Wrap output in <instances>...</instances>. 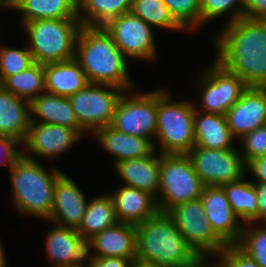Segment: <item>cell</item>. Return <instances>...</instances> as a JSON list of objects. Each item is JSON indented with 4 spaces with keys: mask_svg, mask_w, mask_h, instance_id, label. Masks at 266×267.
Here are the masks:
<instances>
[{
    "mask_svg": "<svg viewBox=\"0 0 266 267\" xmlns=\"http://www.w3.org/2000/svg\"><path fill=\"white\" fill-rule=\"evenodd\" d=\"M200 200L213 231L227 245L237 244L244 225L233 212L222 186L205 185Z\"/></svg>",
    "mask_w": 266,
    "mask_h": 267,
    "instance_id": "2e32d148",
    "label": "cell"
},
{
    "mask_svg": "<svg viewBox=\"0 0 266 267\" xmlns=\"http://www.w3.org/2000/svg\"><path fill=\"white\" fill-rule=\"evenodd\" d=\"M198 267H205V260H203Z\"/></svg>",
    "mask_w": 266,
    "mask_h": 267,
    "instance_id": "681fc988",
    "label": "cell"
},
{
    "mask_svg": "<svg viewBox=\"0 0 266 267\" xmlns=\"http://www.w3.org/2000/svg\"><path fill=\"white\" fill-rule=\"evenodd\" d=\"M241 140L243 150L240 149L239 152L246 164L254 158L266 155V126L249 132Z\"/></svg>",
    "mask_w": 266,
    "mask_h": 267,
    "instance_id": "8d00e7d4",
    "label": "cell"
},
{
    "mask_svg": "<svg viewBox=\"0 0 266 267\" xmlns=\"http://www.w3.org/2000/svg\"><path fill=\"white\" fill-rule=\"evenodd\" d=\"M30 103L31 122L67 126L76 130L81 136H84V133H87L79 125L68 97L55 95L45 91L43 94L34 98ZM38 119L41 121L38 122Z\"/></svg>",
    "mask_w": 266,
    "mask_h": 267,
    "instance_id": "cb8c5ba5",
    "label": "cell"
},
{
    "mask_svg": "<svg viewBox=\"0 0 266 267\" xmlns=\"http://www.w3.org/2000/svg\"><path fill=\"white\" fill-rule=\"evenodd\" d=\"M44 73L45 91L63 97L69 98L90 84L75 58L44 64Z\"/></svg>",
    "mask_w": 266,
    "mask_h": 267,
    "instance_id": "d4e9b609",
    "label": "cell"
},
{
    "mask_svg": "<svg viewBox=\"0 0 266 267\" xmlns=\"http://www.w3.org/2000/svg\"><path fill=\"white\" fill-rule=\"evenodd\" d=\"M20 144L11 137L0 136V165L5 163L8 168L13 164L16 158L21 154V150L17 147Z\"/></svg>",
    "mask_w": 266,
    "mask_h": 267,
    "instance_id": "f35d334b",
    "label": "cell"
},
{
    "mask_svg": "<svg viewBox=\"0 0 266 267\" xmlns=\"http://www.w3.org/2000/svg\"><path fill=\"white\" fill-rule=\"evenodd\" d=\"M1 85L12 94L31 102L45 92L44 65L34 63L28 69L7 77Z\"/></svg>",
    "mask_w": 266,
    "mask_h": 267,
    "instance_id": "4dcf8cb0",
    "label": "cell"
},
{
    "mask_svg": "<svg viewBox=\"0 0 266 267\" xmlns=\"http://www.w3.org/2000/svg\"><path fill=\"white\" fill-rule=\"evenodd\" d=\"M126 91L106 84H89L69 97L79 125L94 133L111 125L117 104Z\"/></svg>",
    "mask_w": 266,
    "mask_h": 267,
    "instance_id": "9c48e42d",
    "label": "cell"
},
{
    "mask_svg": "<svg viewBox=\"0 0 266 267\" xmlns=\"http://www.w3.org/2000/svg\"><path fill=\"white\" fill-rule=\"evenodd\" d=\"M220 267H260L257 262L242 251L236 244L226 245L217 255Z\"/></svg>",
    "mask_w": 266,
    "mask_h": 267,
    "instance_id": "74e56055",
    "label": "cell"
},
{
    "mask_svg": "<svg viewBox=\"0 0 266 267\" xmlns=\"http://www.w3.org/2000/svg\"><path fill=\"white\" fill-rule=\"evenodd\" d=\"M1 2H4L6 4H9L10 6L13 7L14 3H15V0H0Z\"/></svg>",
    "mask_w": 266,
    "mask_h": 267,
    "instance_id": "7dc6e473",
    "label": "cell"
},
{
    "mask_svg": "<svg viewBox=\"0 0 266 267\" xmlns=\"http://www.w3.org/2000/svg\"><path fill=\"white\" fill-rule=\"evenodd\" d=\"M208 260H205V267H220L217 263H215V264H209L208 262H207Z\"/></svg>",
    "mask_w": 266,
    "mask_h": 267,
    "instance_id": "c3c4849f",
    "label": "cell"
},
{
    "mask_svg": "<svg viewBox=\"0 0 266 267\" xmlns=\"http://www.w3.org/2000/svg\"><path fill=\"white\" fill-rule=\"evenodd\" d=\"M204 187L187 154H160V194L156 198L160 212L200 199Z\"/></svg>",
    "mask_w": 266,
    "mask_h": 267,
    "instance_id": "52a82bcc",
    "label": "cell"
},
{
    "mask_svg": "<svg viewBox=\"0 0 266 267\" xmlns=\"http://www.w3.org/2000/svg\"><path fill=\"white\" fill-rule=\"evenodd\" d=\"M117 163L114 168L124 181V186L150 193L155 198L160 190V153ZM159 155V156H158ZM158 193V194H157Z\"/></svg>",
    "mask_w": 266,
    "mask_h": 267,
    "instance_id": "7402d4cb",
    "label": "cell"
},
{
    "mask_svg": "<svg viewBox=\"0 0 266 267\" xmlns=\"http://www.w3.org/2000/svg\"><path fill=\"white\" fill-rule=\"evenodd\" d=\"M13 9L22 15V26L38 19H79L78 0H15Z\"/></svg>",
    "mask_w": 266,
    "mask_h": 267,
    "instance_id": "4316f807",
    "label": "cell"
},
{
    "mask_svg": "<svg viewBox=\"0 0 266 267\" xmlns=\"http://www.w3.org/2000/svg\"><path fill=\"white\" fill-rule=\"evenodd\" d=\"M244 18L266 20V0H244Z\"/></svg>",
    "mask_w": 266,
    "mask_h": 267,
    "instance_id": "ab89813d",
    "label": "cell"
},
{
    "mask_svg": "<svg viewBox=\"0 0 266 267\" xmlns=\"http://www.w3.org/2000/svg\"><path fill=\"white\" fill-rule=\"evenodd\" d=\"M171 94L157 89L156 139L161 144L160 154H187L195 145L192 101L173 102Z\"/></svg>",
    "mask_w": 266,
    "mask_h": 267,
    "instance_id": "8992f818",
    "label": "cell"
},
{
    "mask_svg": "<svg viewBox=\"0 0 266 267\" xmlns=\"http://www.w3.org/2000/svg\"><path fill=\"white\" fill-rule=\"evenodd\" d=\"M132 267H163L157 263L147 262L140 260L138 258H135L132 262Z\"/></svg>",
    "mask_w": 266,
    "mask_h": 267,
    "instance_id": "ee69618b",
    "label": "cell"
},
{
    "mask_svg": "<svg viewBox=\"0 0 266 267\" xmlns=\"http://www.w3.org/2000/svg\"><path fill=\"white\" fill-rule=\"evenodd\" d=\"M53 224L46 233L44 244L47 258L53 261V267H86L89 258L88 240L76 229Z\"/></svg>",
    "mask_w": 266,
    "mask_h": 267,
    "instance_id": "9a60e30c",
    "label": "cell"
},
{
    "mask_svg": "<svg viewBox=\"0 0 266 267\" xmlns=\"http://www.w3.org/2000/svg\"><path fill=\"white\" fill-rule=\"evenodd\" d=\"M93 135L105 152L115 158L114 166L124 160L148 157L157 150L153 139L127 135L111 125L97 129Z\"/></svg>",
    "mask_w": 266,
    "mask_h": 267,
    "instance_id": "ffe728a7",
    "label": "cell"
},
{
    "mask_svg": "<svg viewBox=\"0 0 266 267\" xmlns=\"http://www.w3.org/2000/svg\"><path fill=\"white\" fill-rule=\"evenodd\" d=\"M255 224L252 222L243 226L240 240L236 245L260 267H266V223L262 222V226L258 227Z\"/></svg>",
    "mask_w": 266,
    "mask_h": 267,
    "instance_id": "d6a6232c",
    "label": "cell"
},
{
    "mask_svg": "<svg viewBox=\"0 0 266 267\" xmlns=\"http://www.w3.org/2000/svg\"><path fill=\"white\" fill-rule=\"evenodd\" d=\"M77 185L64 172L58 177L49 222L76 230L80 227L89 201Z\"/></svg>",
    "mask_w": 266,
    "mask_h": 267,
    "instance_id": "ac0fdd59",
    "label": "cell"
},
{
    "mask_svg": "<svg viewBox=\"0 0 266 267\" xmlns=\"http://www.w3.org/2000/svg\"><path fill=\"white\" fill-rule=\"evenodd\" d=\"M82 27L79 19H38L23 25L35 63L48 64L75 58Z\"/></svg>",
    "mask_w": 266,
    "mask_h": 267,
    "instance_id": "5b68a950",
    "label": "cell"
},
{
    "mask_svg": "<svg viewBox=\"0 0 266 267\" xmlns=\"http://www.w3.org/2000/svg\"><path fill=\"white\" fill-rule=\"evenodd\" d=\"M245 178L222 185L233 212L244 225L255 222L259 225L258 197L254 182Z\"/></svg>",
    "mask_w": 266,
    "mask_h": 267,
    "instance_id": "f1b7e54d",
    "label": "cell"
},
{
    "mask_svg": "<svg viewBox=\"0 0 266 267\" xmlns=\"http://www.w3.org/2000/svg\"><path fill=\"white\" fill-rule=\"evenodd\" d=\"M225 26L214 59L248 86L266 87V20L243 17Z\"/></svg>",
    "mask_w": 266,
    "mask_h": 267,
    "instance_id": "6da1fadb",
    "label": "cell"
},
{
    "mask_svg": "<svg viewBox=\"0 0 266 267\" xmlns=\"http://www.w3.org/2000/svg\"><path fill=\"white\" fill-rule=\"evenodd\" d=\"M49 171L37 159L22 153L9 167L13 204L20 213L50 218L55 184L63 171L54 167Z\"/></svg>",
    "mask_w": 266,
    "mask_h": 267,
    "instance_id": "277c9868",
    "label": "cell"
},
{
    "mask_svg": "<svg viewBox=\"0 0 266 267\" xmlns=\"http://www.w3.org/2000/svg\"><path fill=\"white\" fill-rule=\"evenodd\" d=\"M75 59L91 84H106L130 90L128 59L104 27L82 26L76 42Z\"/></svg>",
    "mask_w": 266,
    "mask_h": 267,
    "instance_id": "7a4b0ae2",
    "label": "cell"
},
{
    "mask_svg": "<svg viewBox=\"0 0 266 267\" xmlns=\"http://www.w3.org/2000/svg\"><path fill=\"white\" fill-rule=\"evenodd\" d=\"M132 262L118 257H89L86 267H132Z\"/></svg>",
    "mask_w": 266,
    "mask_h": 267,
    "instance_id": "60d3db41",
    "label": "cell"
},
{
    "mask_svg": "<svg viewBox=\"0 0 266 267\" xmlns=\"http://www.w3.org/2000/svg\"><path fill=\"white\" fill-rule=\"evenodd\" d=\"M225 117L234 138L241 139L249 132L265 126L266 87L249 86Z\"/></svg>",
    "mask_w": 266,
    "mask_h": 267,
    "instance_id": "e0dca14e",
    "label": "cell"
},
{
    "mask_svg": "<svg viewBox=\"0 0 266 267\" xmlns=\"http://www.w3.org/2000/svg\"><path fill=\"white\" fill-rule=\"evenodd\" d=\"M133 0H78V18L82 26L104 27L131 10Z\"/></svg>",
    "mask_w": 266,
    "mask_h": 267,
    "instance_id": "83f0119b",
    "label": "cell"
},
{
    "mask_svg": "<svg viewBox=\"0 0 266 267\" xmlns=\"http://www.w3.org/2000/svg\"><path fill=\"white\" fill-rule=\"evenodd\" d=\"M104 28L126 58L147 62L157 58L153 27L131 12L116 17Z\"/></svg>",
    "mask_w": 266,
    "mask_h": 267,
    "instance_id": "4fadbf2b",
    "label": "cell"
},
{
    "mask_svg": "<svg viewBox=\"0 0 266 267\" xmlns=\"http://www.w3.org/2000/svg\"><path fill=\"white\" fill-rule=\"evenodd\" d=\"M163 2L185 31L187 29L192 31L200 26L201 0H163Z\"/></svg>",
    "mask_w": 266,
    "mask_h": 267,
    "instance_id": "d590c367",
    "label": "cell"
},
{
    "mask_svg": "<svg viewBox=\"0 0 266 267\" xmlns=\"http://www.w3.org/2000/svg\"><path fill=\"white\" fill-rule=\"evenodd\" d=\"M89 257L136 258V227L118 222L88 239ZM91 249L93 250L92 254ZM91 253V254H90Z\"/></svg>",
    "mask_w": 266,
    "mask_h": 267,
    "instance_id": "d6986e66",
    "label": "cell"
},
{
    "mask_svg": "<svg viewBox=\"0 0 266 267\" xmlns=\"http://www.w3.org/2000/svg\"><path fill=\"white\" fill-rule=\"evenodd\" d=\"M81 137L76 130L67 126L31 122L22 144L30 152L21 150V153L31 159L34 158V154L41 158L54 159L73 147L74 143H78Z\"/></svg>",
    "mask_w": 266,
    "mask_h": 267,
    "instance_id": "5bb4252c",
    "label": "cell"
},
{
    "mask_svg": "<svg viewBox=\"0 0 266 267\" xmlns=\"http://www.w3.org/2000/svg\"><path fill=\"white\" fill-rule=\"evenodd\" d=\"M132 90L123 92L111 126L127 135L153 139L157 130V90L134 95Z\"/></svg>",
    "mask_w": 266,
    "mask_h": 267,
    "instance_id": "30bf717a",
    "label": "cell"
},
{
    "mask_svg": "<svg viewBox=\"0 0 266 267\" xmlns=\"http://www.w3.org/2000/svg\"><path fill=\"white\" fill-rule=\"evenodd\" d=\"M119 222L138 225L158 212L156 198L137 188L121 185L114 194H110Z\"/></svg>",
    "mask_w": 266,
    "mask_h": 267,
    "instance_id": "603a6c76",
    "label": "cell"
},
{
    "mask_svg": "<svg viewBox=\"0 0 266 267\" xmlns=\"http://www.w3.org/2000/svg\"><path fill=\"white\" fill-rule=\"evenodd\" d=\"M187 155L205 185L222 186L246 178V163L237 147L206 149L194 145Z\"/></svg>",
    "mask_w": 266,
    "mask_h": 267,
    "instance_id": "7c38bea8",
    "label": "cell"
},
{
    "mask_svg": "<svg viewBox=\"0 0 266 267\" xmlns=\"http://www.w3.org/2000/svg\"><path fill=\"white\" fill-rule=\"evenodd\" d=\"M167 214L173 219L187 244L202 260H208L209 255L213 254L216 257L226 247L227 244L213 231L211 223L205 217L200 199L176 205Z\"/></svg>",
    "mask_w": 266,
    "mask_h": 267,
    "instance_id": "ba28073f",
    "label": "cell"
},
{
    "mask_svg": "<svg viewBox=\"0 0 266 267\" xmlns=\"http://www.w3.org/2000/svg\"><path fill=\"white\" fill-rule=\"evenodd\" d=\"M231 11V12H230ZM229 12L232 23L244 17V0H201L200 26Z\"/></svg>",
    "mask_w": 266,
    "mask_h": 267,
    "instance_id": "e575fe53",
    "label": "cell"
},
{
    "mask_svg": "<svg viewBox=\"0 0 266 267\" xmlns=\"http://www.w3.org/2000/svg\"><path fill=\"white\" fill-rule=\"evenodd\" d=\"M130 12L151 27L180 32L185 30L174 19L163 0H133Z\"/></svg>",
    "mask_w": 266,
    "mask_h": 267,
    "instance_id": "1f68e13d",
    "label": "cell"
},
{
    "mask_svg": "<svg viewBox=\"0 0 266 267\" xmlns=\"http://www.w3.org/2000/svg\"><path fill=\"white\" fill-rule=\"evenodd\" d=\"M5 251H4V248H3V245L0 241V267H7V258H5Z\"/></svg>",
    "mask_w": 266,
    "mask_h": 267,
    "instance_id": "f6af8a7d",
    "label": "cell"
},
{
    "mask_svg": "<svg viewBox=\"0 0 266 267\" xmlns=\"http://www.w3.org/2000/svg\"><path fill=\"white\" fill-rule=\"evenodd\" d=\"M1 7L4 8V9H7V8L8 9H10V8L12 9V6H10L9 4H6V3L0 1V8Z\"/></svg>",
    "mask_w": 266,
    "mask_h": 267,
    "instance_id": "bcb514c9",
    "label": "cell"
},
{
    "mask_svg": "<svg viewBox=\"0 0 266 267\" xmlns=\"http://www.w3.org/2000/svg\"><path fill=\"white\" fill-rule=\"evenodd\" d=\"M255 188L258 197V207H259V222L266 223V183H255Z\"/></svg>",
    "mask_w": 266,
    "mask_h": 267,
    "instance_id": "7bdbcfd3",
    "label": "cell"
},
{
    "mask_svg": "<svg viewBox=\"0 0 266 267\" xmlns=\"http://www.w3.org/2000/svg\"><path fill=\"white\" fill-rule=\"evenodd\" d=\"M213 61L198 78L200 82L197 84L202 93V106H198V109L195 105V109L204 113L225 115L241 99L249 86L215 59Z\"/></svg>",
    "mask_w": 266,
    "mask_h": 267,
    "instance_id": "8fae6325",
    "label": "cell"
},
{
    "mask_svg": "<svg viewBox=\"0 0 266 267\" xmlns=\"http://www.w3.org/2000/svg\"><path fill=\"white\" fill-rule=\"evenodd\" d=\"M29 48L17 49L0 45V84L9 76L18 74L34 64Z\"/></svg>",
    "mask_w": 266,
    "mask_h": 267,
    "instance_id": "836d02e7",
    "label": "cell"
},
{
    "mask_svg": "<svg viewBox=\"0 0 266 267\" xmlns=\"http://www.w3.org/2000/svg\"><path fill=\"white\" fill-rule=\"evenodd\" d=\"M257 179L256 183H266V155L254 158L246 164V173Z\"/></svg>",
    "mask_w": 266,
    "mask_h": 267,
    "instance_id": "b9f144b4",
    "label": "cell"
},
{
    "mask_svg": "<svg viewBox=\"0 0 266 267\" xmlns=\"http://www.w3.org/2000/svg\"><path fill=\"white\" fill-rule=\"evenodd\" d=\"M31 125V103L0 84V136L11 137L20 146Z\"/></svg>",
    "mask_w": 266,
    "mask_h": 267,
    "instance_id": "44dd1931",
    "label": "cell"
},
{
    "mask_svg": "<svg viewBox=\"0 0 266 267\" xmlns=\"http://www.w3.org/2000/svg\"><path fill=\"white\" fill-rule=\"evenodd\" d=\"M113 200L110 195H100L87 204L78 233L86 240L118 223Z\"/></svg>",
    "mask_w": 266,
    "mask_h": 267,
    "instance_id": "f546056e",
    "label": "cell"
},
{
    "mask_svg": "<svg viewBox=\"0 0 266 267\" xmlns=\"http://www.w3.org/2000/svg\"><path fill=\"white\" fill-rule=\"evenodd\" d=\"M136 227V258L163 267H198L203 261L164 212Z\"/></svg>",
    "mask_w": 266,
    "mask_h": 267,
    "instance_id": "3957f363",
    "label": "cell"
},
{
    "mask_svg": "<svg viewBox=\"0 0 266 267\" xmlns=\"http://www.w3.org/2000/svg\"><path fill=\"white\" fill-rule=\"evenodd\" d=\"M195 145L206 149H233L234 137L225 115L204 113L195 109Z\"/></svg>",
    "mask_w": 266,
    "mask_h": 267,
    "instance_id": "484cf974",
    "label": "cell"
}]
</instances>
